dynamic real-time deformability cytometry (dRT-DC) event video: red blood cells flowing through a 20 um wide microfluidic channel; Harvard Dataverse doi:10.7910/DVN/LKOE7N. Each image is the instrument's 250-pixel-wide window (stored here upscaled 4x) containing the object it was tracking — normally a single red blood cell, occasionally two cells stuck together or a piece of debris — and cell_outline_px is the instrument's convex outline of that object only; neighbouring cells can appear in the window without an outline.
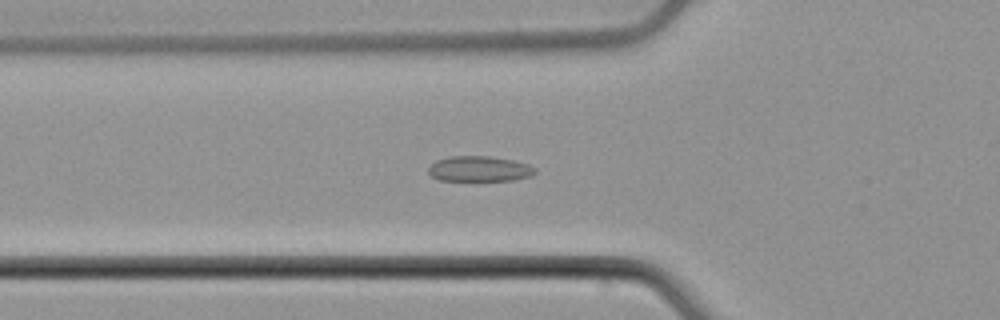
{"species": "common noctule bat (a hibernating species)", "species_latin": "Nyctalus noctula", "temperature_condition": "cold", "stored_images_in_passage": 53, "camera_frame_rate_fps": 3000, "um_per_image_px": 0.085, "animal": {"sex": "male", "body_mass_g": 21.5, "forearm_length_mm": 52.0}, "frame": {"image": 1, "passage_image": 19, "time_ms": 6.0, "image_size_px": [1000, 320], "cell_outline_px": [[536, 172], [532, 176], [512, 180], [440, 180], [432, 176], [428, 172], [428, 168], [436, 160], [452, 156], [488, 156], [512, 160], [528, 164], [536, 168]], "centroid_in_image_um": [40.76, 14.35], "position_along_channel_um": 85.0, "area_um2": 15.66}}
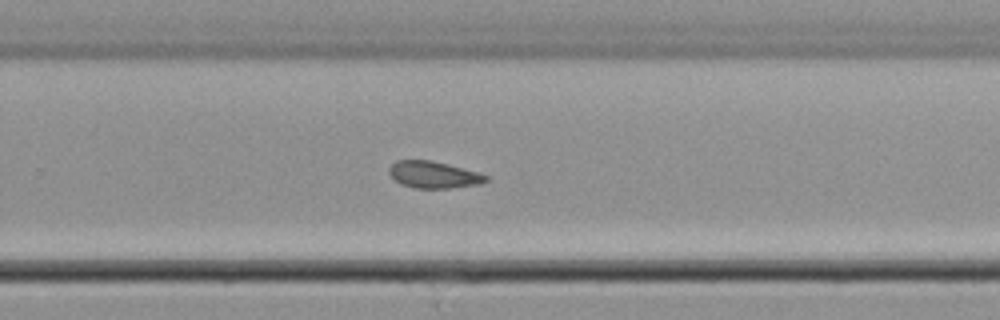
{"frame": {"image": 2, "passage_image": 35, "time_ms": 11.333, "image_size_px": [1000, 320], "cell_outline_px": [[488, 180], [480, 184], [452, 188], [416, 188], [400, 184], [388, 172], [388, 168], [396, 160], [428, 160], [448, 164], [480, 172], [488, 176]], "centroid_in_image_um": [36.88, 14.85], "position_along_channel_um": 292.9, "area_um2": 15.2}}
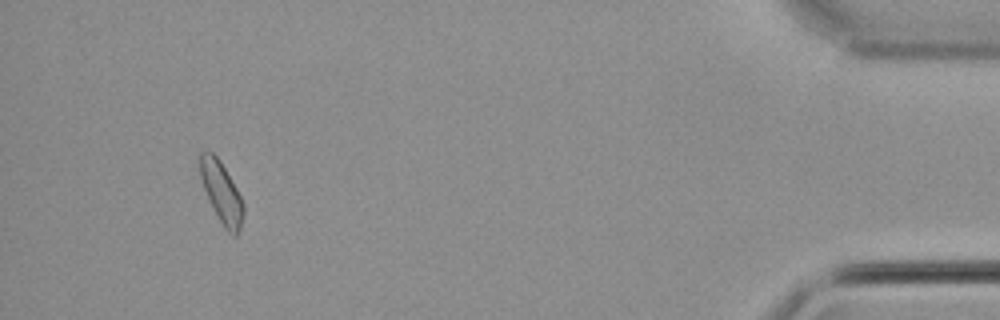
{"frame": {"image": 3, "passage_image": 50, "time_ms": 16.333, "image_size_px": [1000, 320], "cell_outline_px": [[244, 216], [240, 228], [236, 236], [232, 236], [224, 228], [212, 208], [204, 188], [200, 176], [200, 152], [212, 152], [220, 160], [236, 188], [244, 204]], "centroid_in_image_um": [18.84, 16.4], "position_along_channel_um": 416.4, "area_um2": 15.32}, "authors_computed_cell_mechanics": {"area_um2": 15.606, "velocity_mm_per_s": 3.8967, "shape_relaxation_time_tau1_ms": null, "shape_relaxation_time_tau2_ms": 2.6219, "deformation_change_tau1": null, "deformation_change_tau2": 0.0542}}